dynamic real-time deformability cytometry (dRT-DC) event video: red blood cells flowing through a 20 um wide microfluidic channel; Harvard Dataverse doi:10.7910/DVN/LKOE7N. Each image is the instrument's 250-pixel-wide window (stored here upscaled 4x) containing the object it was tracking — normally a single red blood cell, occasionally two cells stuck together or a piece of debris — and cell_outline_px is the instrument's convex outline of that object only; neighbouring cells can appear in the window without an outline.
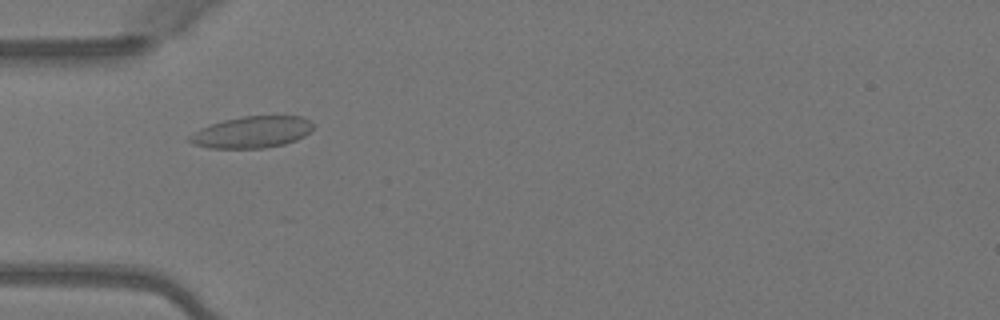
{"species": "Egyptian fruit bat (a non-hibernating species)", "species_latin": "Rousettus aegyptiacus", "temperature_condition": "warm", "stored_images_in_passage": 5, "camera_frame_rate_fps": 3000, "um_per_image_px": 0.085, "animal": {"sex": "female"}, "frame": {"image": 1, "passage_image": 2, "time_ms": 0.333, "image_size_px": [1000, 320], "cell_outline_px": [[316, 124], [304, 136], [296, 140], [284, 144], [264, 148], [208, 148], [192, 144], [188, 140], [188, 136], [200, 128], [224, 120], [240, 116], [300, 116], [312, 120]], "centroid_in_image_um": [21.42, 11.23], "position_along_channel_um": 63.6, "area_um2": 22.89}}
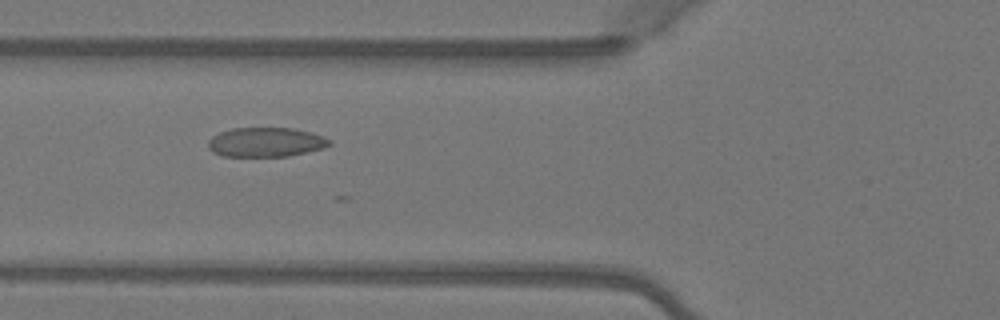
{"frame": {"image": 2, "passage_image": 3, "time_ms": 0.667, "image_size_px": [1000, 320], "cell_outline_px": [[332, 144], [324, 148], [288, 156], [224, 156], [212, 152], [208, 148], [208, 140], [212, 136], [220, 132], [232, 128], [292, 128], [312, 132], [324, 136], [332, 140]], "centroid_in_image_um": [22.61, 12.08], "position_along_channel_um": 103.2, "area_um2": 20.92}}
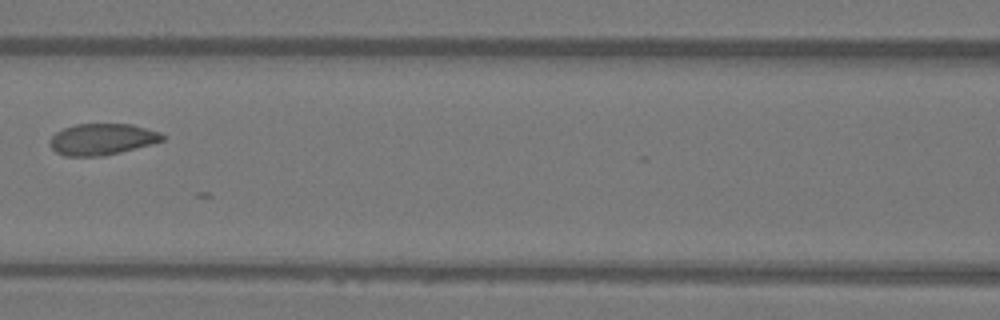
{"frame": {"image": 3, "passage_image": 4, "time_ms": 1.0, "image_size_px": [1000, 320], "cell_outline_px": [[164, 140], [152, 144], [104, 156], [64, 156], [56, 152], [48, 144], [48, 140], [56, 132], [64, 128], [76, 124], [132, 124], [160, 132], [164, 136]], "centroid_in_image_um": [8.65, 11.84], "position_along_channel_um": 157.9, "area_um2": 20.63}}